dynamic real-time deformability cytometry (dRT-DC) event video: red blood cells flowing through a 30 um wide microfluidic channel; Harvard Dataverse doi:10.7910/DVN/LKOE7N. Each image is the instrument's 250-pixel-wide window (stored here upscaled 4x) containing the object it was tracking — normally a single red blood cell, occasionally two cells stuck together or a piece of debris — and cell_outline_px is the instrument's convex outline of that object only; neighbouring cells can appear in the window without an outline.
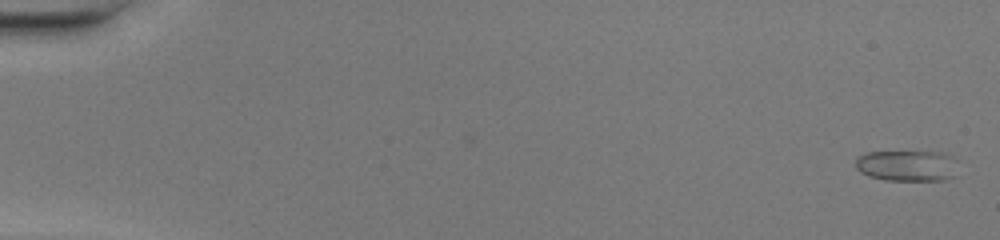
{"species": "common noctule bat (a hibernating species)", "species_latin": "Nyctalus noctula", "temperature_condition": "warm", "stored_images_in_passage": 50, "camera_frame_rate_fps": 3000, "um_per_image_px": 0.085, "animal": {"sex": "female", "body_mass_g": 20.0, "forearm_length_mm": 54.0}, "frame": {"image": 1, "passage_image": 2, "time_ms": 0.333, "image_size_px": [1000, 240], "cell_outline_px": [[956, 176], [944, 180], [884, 180], [868, 176], [860, 172], [856, 168], [856, 156], [864, 152], [944, 152], [952, 156], [956, 160]], "centroid_in_image_um": [77.1, 14.08], "position_along_channel_um": 7.9, "area_um2": 18.79}}
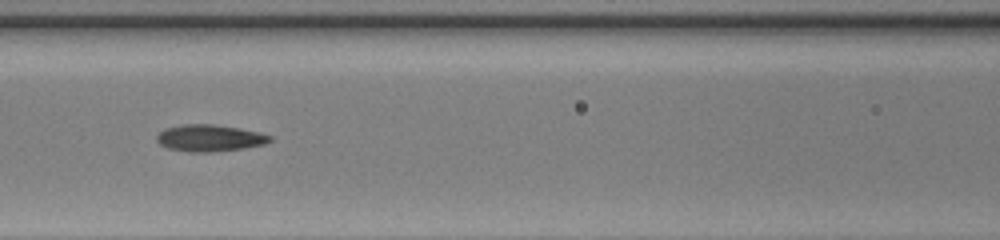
{"frame": {"image": 2, "passage_image": 24, "time_ms": 7.667, "image_size_px": [1000, 240], "cell_outline_px": [[272, 140], [264, 144], [244, 148], [208, 152], [192, 152], [168, 148], [160, 144], [156, 140], [156, 136], [164, 128], [180, 124], [216, 124], [240, 128], [260, 132], [272, 136]], "centroid_in_image_um": [17.82, 11.72], "position_along_channel_um": 148.8, "area_um2": 17.74}}
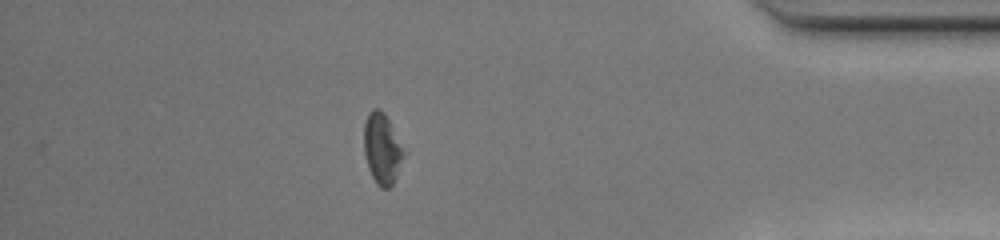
{"frame": {"image": 3, "passage_image": 44, "time_ms": 14.333, "image_size_px": [1000, 240], "cell_outline_px": [[408, 152], [392, 184], [388, 188], [380, 188], [376, 184], [368, 168], [364, 152], [364, 124], [368, 112], [372, 108], [380, 108], [384, 112]], "centroid_in_image_um": [32.51, 12.61], "position_along_channel_um": 402.7, "area_um2": 16.94}, "authors_computed_cell_mechanics": {"area_um2": 17.3978, "velocity_mm_per_s": 4.3208, "shape_relaxation_time_tau1_ms": 8.9151, "shape_relaxation_time_tau2_ms": 3.3416, "deformation_change_tau1": 0.2243, "deformation_change_tau2": 0.1249}}